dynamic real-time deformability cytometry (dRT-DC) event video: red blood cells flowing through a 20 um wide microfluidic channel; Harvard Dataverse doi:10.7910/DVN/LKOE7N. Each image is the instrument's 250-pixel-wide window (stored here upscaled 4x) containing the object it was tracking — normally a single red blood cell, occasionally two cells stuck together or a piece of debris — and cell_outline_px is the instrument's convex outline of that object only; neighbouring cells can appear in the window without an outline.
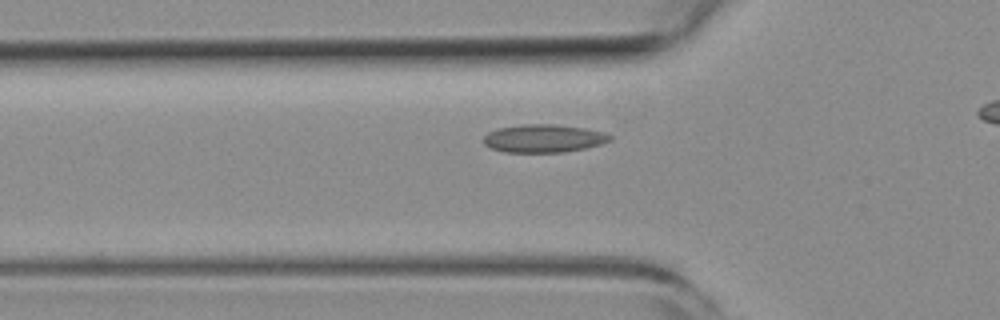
{"species": "common noctule bat (a hibernating species)", "species_latin": "Nyctalus noctula", "temperature_condition": "room temperature", "stored_images_in_passage": 26, "camera_frame_rate_fps": 3000, "um_per_image_px": 0.085, "animal": {"sex": "female", "body_mass_g": 19.3, "forearm_length_mm": 54.1}, "frame": {"image": 1, "passage_image": 7, "time_ms": 2.0, "image_size_px": [1000, 320], "cell_outline_px": [[612, 140], [600, 144], [584, 148], [564, 152], [504, 152], [492, 148], [484, 144], [484, 136], [488, 132], [500, 128], [520, 124], [556, 124], [584, 128], [604, 132], [612, 136]], "centroid_in_image_um": [46.21, 11.76], "position_along_channel_um": 79.6, "area_um2": 20.58}}
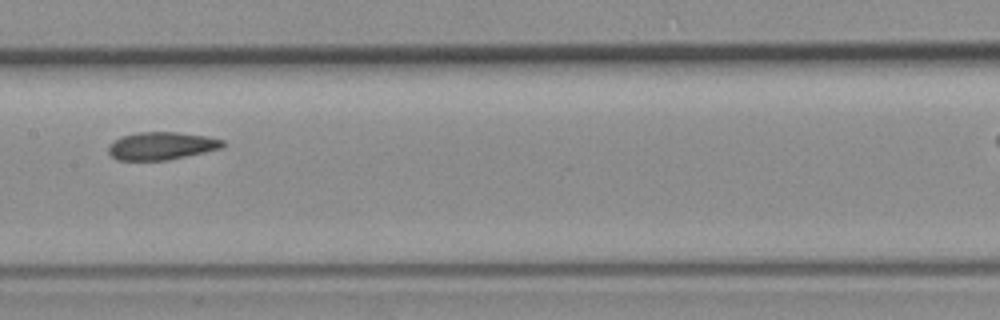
{"frame": {"image": 2, "passage_image": 16, "time_ms": 5.0, "image_size_px": [1000, 320], "cell_outline_px": [[224, 148], [168, 160], [116, 160], [108, 152], [108, 144], [124, 136], [140, 132], [176, 132], [208, 136], [224, 140]], "centroid_in_image_um": [13.76, 12.4], "position_along_channel_um": 193.6, "area_um2": 18.5}}
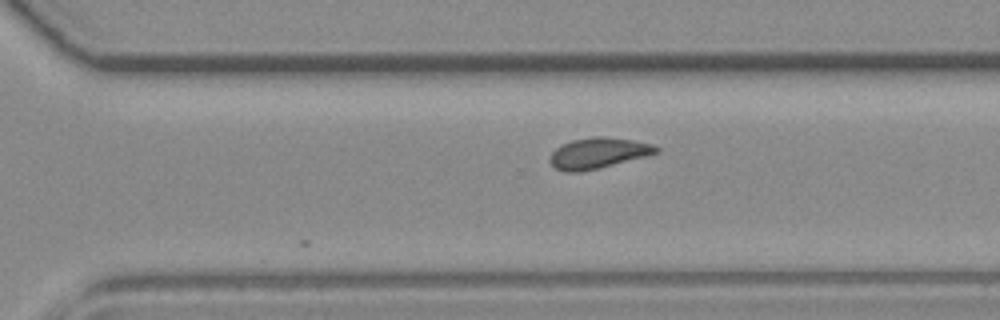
{"frame": {"image": 3, "passage_image": 26, "time_ms": 8.333, "image_size_px": [1000, 320], "cell_outline_px": [[660, 152], [580, 172], [564, 172], [556, 168], [548, 160], [548, 156], [560, 144], [572, 140], [596, 136], [600, 136], [632, 140], [652, 144], [660, 148]], "centroid_in_image_um": [50.79, 13.0], "position_along_channel_um": 319.8, "area_um2": 18.79}}